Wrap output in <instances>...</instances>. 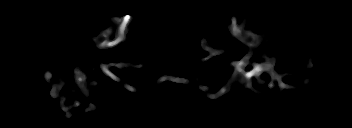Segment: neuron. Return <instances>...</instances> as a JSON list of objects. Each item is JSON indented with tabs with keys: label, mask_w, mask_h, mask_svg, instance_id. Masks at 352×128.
Returning <instances> with one entry per match:
<instances>
[{
	"label": "neuron",
	"mask_w": 352,
	"mask_h": 128,
	"mask_svg": "<svg viewBox=\"0 0 352 128\" xmlns=\"http://www.w3.org/2000/svg\"><path fill=\"white\" fill-rule=\"evenodd\" d=\"M132 18L133 17L131 15H124L122 17H115V16L110 17L109 20L113 21L115 24L113 25V27H108L104 31L100 32V34L97 37L92 38L94 40L96 46L100 49H109V48H112V47L119 45L122 42L127 41L126 35L128 34V26L132 22ZM236 21H237V18L235 16H233L231 18V24L229 26L231 36L239 39L241 42L248 45L251 49H254L257 46H259L261 44L262 36H258L249 30H243L245 28L246 18H244V23L241 24L240 26H238L236 24ZM114 31H115V38L110 41L109 38H110L111 34L114 33ZM206 41H207V39L202 38L201 48L203 50L208 51L210 53V55L203 58V59H200L201 62H204L215 55H219V54H222L225 52V50H215V49L211 48L207 44ZM251 55H252V53H249L244 58H242L240 61L232 62L230 64V67L234 68V73L232 74L233 78H230L228 80L227 84L224 85L219 92L214 93V94H208L207 97L210 99H217L220 96H222L224 93H227L228 91H230V89L232 87V83H233L231 79L238 80L239 84L246 81L247 88L252 89V77H256L258 79L263 72H267L268 74H270L272 81L277 80L279 87L281 89H284V88L292 89V86L286 85L282 82V78L284 77V75L278 74L274 71L273 68L276 64V60L274 58L267 59L266 62H264V63H259V64L252 63L253 69L246 72L244 69L248 64H251L249 61V59L251 58ZM311 60H312V57H310V59L308 60L307 66H306L308 69L313 67ZM131 64L132 63H130V62H127V63L120 62L118 64L109 63L108 65L101 64L100 67H101L102 71L104 72L105 76H109L114 81H117L118 78L116 77V75L113 72L108 70V66H115V67L121 68V67H128ZM74 75H75V79H76L75 82H76L77 86H79L81 92H83L86 96H88V94H89L88 89L85 88V86L87 84L86 75L81 73V70L78 67H76V70L74 71ZM51 76H52V74L50 72L45 73V75H44L45 80L47 82H49L51 79ZM165 80L174 81L177 83H189V80L184 79V78H178L175 76L164 75V76H161L157 80L156 84L159 85L160 83H162ZM274 86L275 85L273 84V82H270L267 85V87L269 89H272ZM125 88L132 91V92L136 91V89L134 87H131L130 85H125ZM199 88L205 92L209 89L208 86H199ZM60 90H61V86H58V84H53L51 91H50L51 97L54 99L57 96H59ZM123 90L124 89L121 88L118 92L115 93V95L118 96L119 93L122 92ZM60 100H61L60 107L63 111L71 110L72 107L75 108L80 105L79 101L74 100L72 105L65 106L63 103L65 102L66 98L61 97ZM88 110L94 111L95 106L93 104H90L89 108H87L83 114L85 115V113ZM65 116L67 118H71L72 113L67 112Z\"/></svg>",
	"instance_id": "neuron-1"
}]
</instances>
